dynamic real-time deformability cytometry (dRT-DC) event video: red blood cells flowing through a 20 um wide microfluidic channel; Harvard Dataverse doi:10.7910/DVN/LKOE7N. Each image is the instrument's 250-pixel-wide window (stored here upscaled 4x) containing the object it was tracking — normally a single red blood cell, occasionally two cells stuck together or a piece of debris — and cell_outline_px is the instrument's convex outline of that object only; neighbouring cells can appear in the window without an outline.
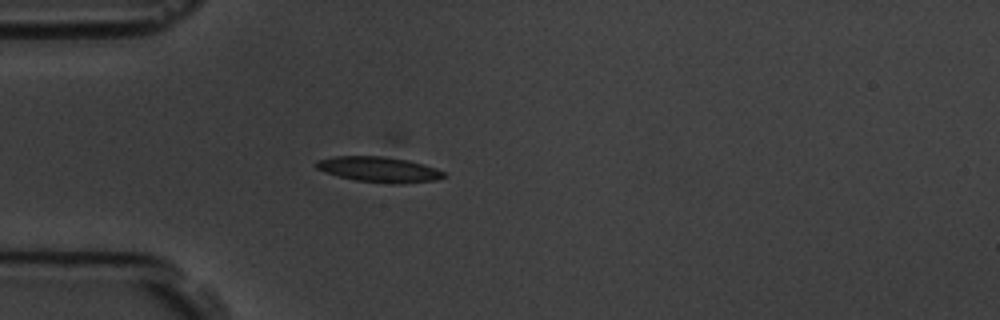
{"species": "common noctule bat (a hibernating species)", "species_latin": "Nyctalus noctula", "temperature_condition": "room temperature", "stored_images_in_passage": 4, "camera_frame_rate_fps": 3000, "um_per_image_px": 0.085, "animal": {"sex": "male", "body_mass_g": 19.5, "forearm_length_mm": 54.6}, "frame": {"image": 1, "passage_image": 3, "time_ms": 3.333, "image_size_px": [1000, 320], "cell_outline_px": [[448, 176], [436, 180], [400, 184], [392, 184], [356, 180], [324, 172], [316, 168], [316, 160], [336, 156], [400, 156], [436, 168], [444, 172]], "centroid_in_image_um": [32.29, 14.38], "position_along_channel_um": 52.7, "area_um2": 19.31}}